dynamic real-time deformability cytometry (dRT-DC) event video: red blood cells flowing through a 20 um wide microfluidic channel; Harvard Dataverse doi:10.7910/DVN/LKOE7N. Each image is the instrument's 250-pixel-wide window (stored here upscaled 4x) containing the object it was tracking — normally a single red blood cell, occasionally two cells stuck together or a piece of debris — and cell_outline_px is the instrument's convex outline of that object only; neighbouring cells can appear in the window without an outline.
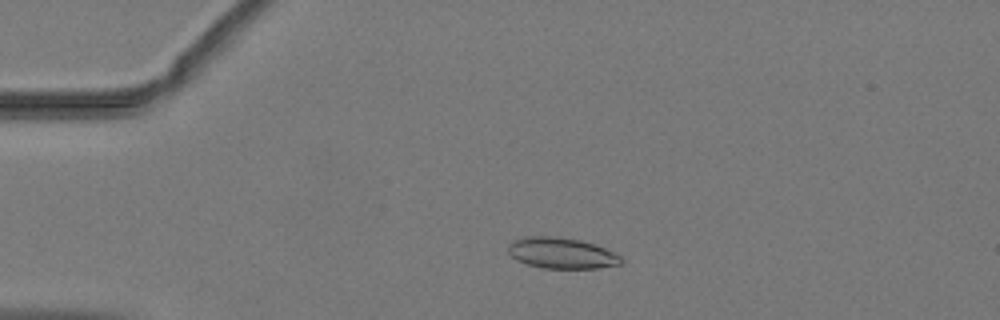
{"species": "common noctule bat (a hibernating species)", "species_latin": "Nyctalus noctula", "temperature_condition": "warm", "stored_images_in_passage": 51, "camera_frame_rate_fps": 3000, "um_per_image_px": 0.085, "animal": {"sex": "male", "body_mass_g": 19.2, "forearm_length_mm": 51.8}, "frame": {"image": 1, "passage_image": 12, "time_ms": 3.667, "image_size_px": [1000, 320], "cell_outline_px": [[624, 260], [620, 264], [596, 268], [544, 268], [528, 264], [516, 260], [508, 252], [508, 244], [512, 240], [524, 236], [556, 236], [580, 240], [616, 252], [624, 256]], "centroid_in_image_um": [47.74, 21.5], "position_along_channel_um": 37.3, "area_um2": 20.52}}
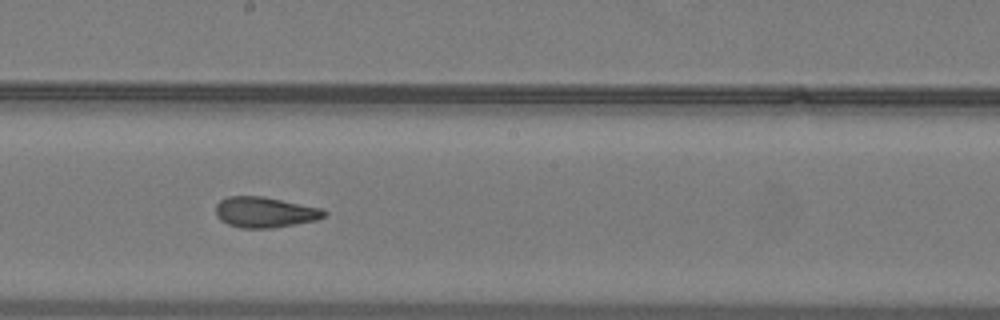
{"frame": {"image": 2, "passage_image": 29, "time_ms": 9.333, "image_size_px": [1000, 320], "cell_outline_px": [[328, 212], [324, 216], [316, 220], [272, 228], [240, 228], [228, 224], [220, 220], [216, 216], [216, 204], [220, 200], [228, 196], [264, 196], [324, 208]], "centroid_in_image_um": [22.52, 18.03], "position_along_channel_um": 225.7, "area_um2": 19.54}}
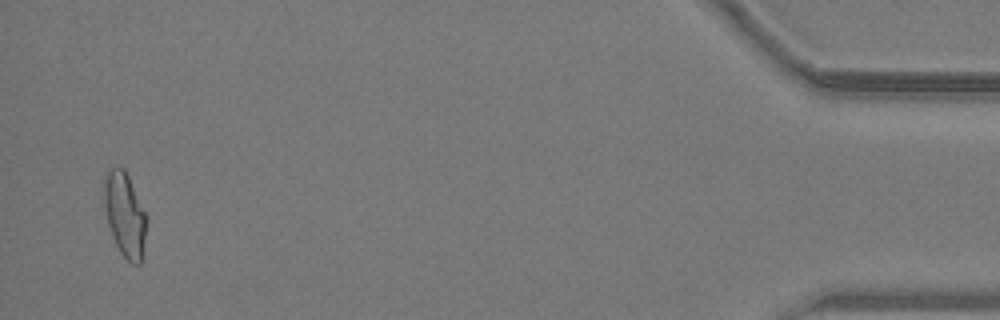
{"frame": {"image": 3, "passage_image": 50, "time_ms": 16.333, "image_size_px": [1000, 320], "cell_outline_px": [[148, 220], [144, 260], [140, 264], [132, 264], [120, 252], [112, 236], [108, 224], [104, 204], [104, 180], [108, 168], [124, 168], [128, 176]], "centroid_in_image_um": [10.64, 18.32], "position_along_channel_um": 424.6, "area_um2": 21.04}, "authors_computed_cell_mechanics": {"area_um2": 19.941, "velocity_mm_per_s": 4.0518, "shape_relaxation_time_tau1_ms": null, "shape_relaxation_time_tau2_ms": 1.3936, "deformation_change_tau1": null, "deformation_change_tau2": 0.0662}}